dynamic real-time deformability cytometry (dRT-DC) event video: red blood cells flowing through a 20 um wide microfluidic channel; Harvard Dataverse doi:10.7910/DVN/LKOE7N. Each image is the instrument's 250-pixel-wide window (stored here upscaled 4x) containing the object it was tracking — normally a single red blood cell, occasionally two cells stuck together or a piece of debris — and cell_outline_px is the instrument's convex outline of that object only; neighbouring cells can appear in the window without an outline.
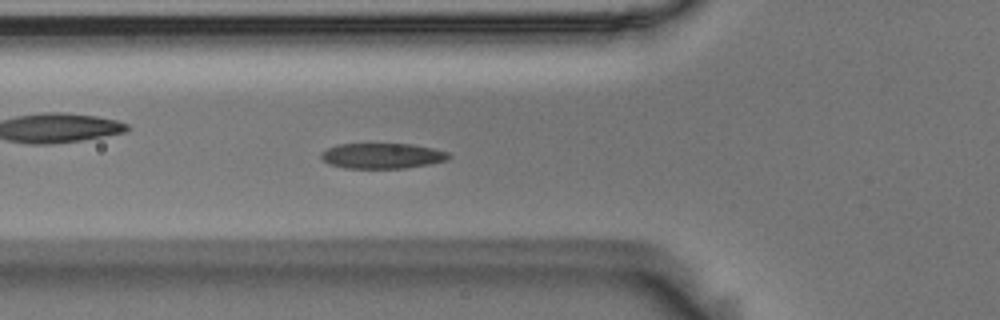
{"species": "Egyptian fruit bat (a non-hibernating species)", "species_latin": "Rousettus aegyptiacus", "temperature_condition": "room temperature", "stored_images_in_passage": 55, "camera_frame_rate_fps": 3000, "um_per_image_px": 0.085, "animal": {"sex": "male"}, "frame": {"image": 1, "passage_image": 19, "time_ms": 6.0, "image_size_px": [1000, 320], "cell_outline_px": [[452, 156], [448, 160], [428, 164], [404, 168], [344, 168], [328, 164], [320, 156], [320, 152], [336, 144], [412, 144], [432, 148], [448, 152]], "centroid_in_image_um": [32.47, 13.24], "position_along_channel_um": 93.3, "area_um2": 18.96}}
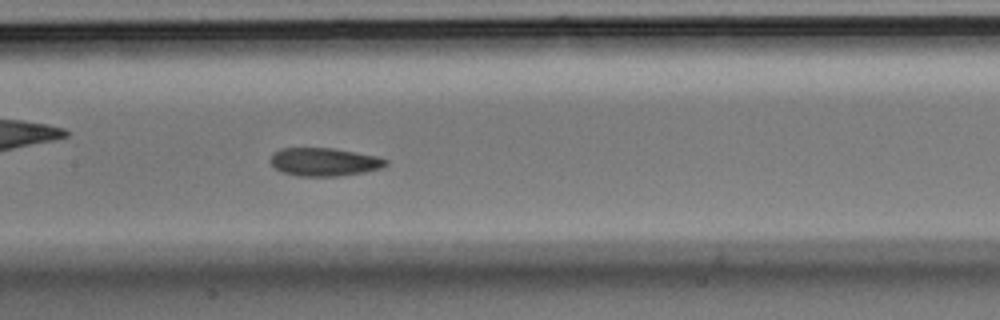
{"frame": {"image": 2, "passage_image": 26, "time_ms": 8.333, "image_size_px": [1000, 320], "cell_outline_px": [[388, 164], [384, 168], [364, 172], [340, 176], [296, 176], [284, 172], [276, 168], [268, 160], [280, 148], [332, 148], [376, 156], [388, 160]], "centroid_in_image_um": [27.59, 13.77], "position_along_channel_um": 179.8, "area_um2": 18.9}}
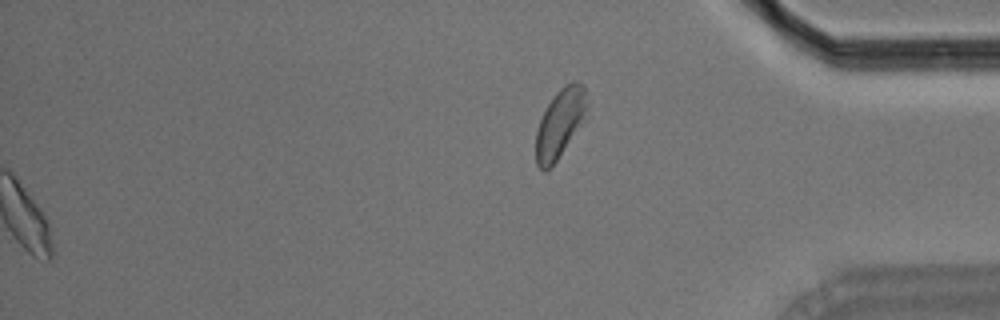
{"frame": {"image": 3, "passage_image": 55, "time_ms": 18.0, "image_size_px": [1000, 320], "cell_outline_px": [[588, 116], [556, 160], [544, 172], [536, 164], [536, 132], [540, 120], [552, 96], [564, 84], [572, 80], [576, 80], [584, 84], [588, 104]], "centroid_in_image_um": [47.65, 10.4], "position_along_channel_um": 387.6, "area_um2": 20.69}, "authors_computed_cell_mechanics": {"area_um2": 19.3052, "velocity_mm_per_s": 3.6803, "shape_relaxation_time_tau1_ms": 5.1728, "shape_relaxation_time_tau2_ms": 1.5126, "deformation_change_tau1": 0.1392, "deformation_change_tau2": 0.0727}}